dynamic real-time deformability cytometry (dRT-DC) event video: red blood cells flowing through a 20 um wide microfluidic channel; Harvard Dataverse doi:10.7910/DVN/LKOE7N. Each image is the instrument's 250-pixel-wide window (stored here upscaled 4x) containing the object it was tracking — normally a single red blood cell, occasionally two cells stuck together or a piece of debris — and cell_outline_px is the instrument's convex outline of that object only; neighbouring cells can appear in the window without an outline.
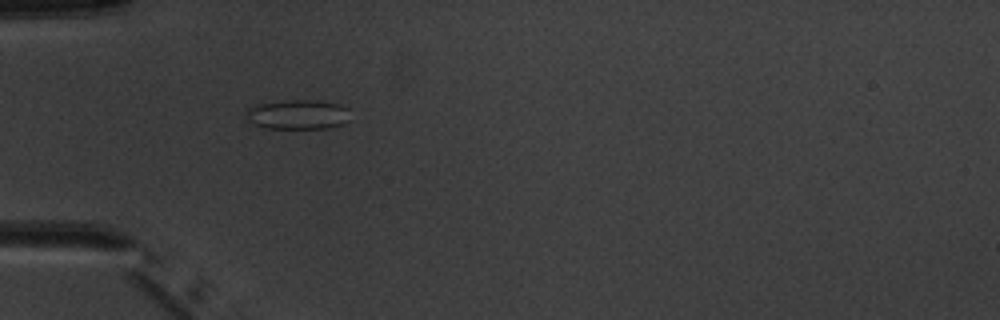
{"species": "common noctule bat (a hibernating species)", "species_latin": "Nyctalus noctula", "temperature_condition": "warm", "stored_images_in_passage": 3, "camera_frame_rate_fps": 3000, "um_per_image_px": 0.085, "animal": {"sex": "male", "body_mass_g": 20.1, "forearm_length_mm": 53.5}, "frame": {"image": 1, "passage_image": 2, "time_ms": 1.333, "image_size_px": [1000, 320], "cell_outline_px": [[348, 120], [344, 124], [328, 128], [268, 128], [256, 124], [248, 120], [248, 108], [260, 104], [292, 100], [308, 100], [340, 104], [348, 108]], "centroid_in_image_um": [25.38, 9.74], "position_along_channel_um": 59.6, "area_um2": 17.51}}
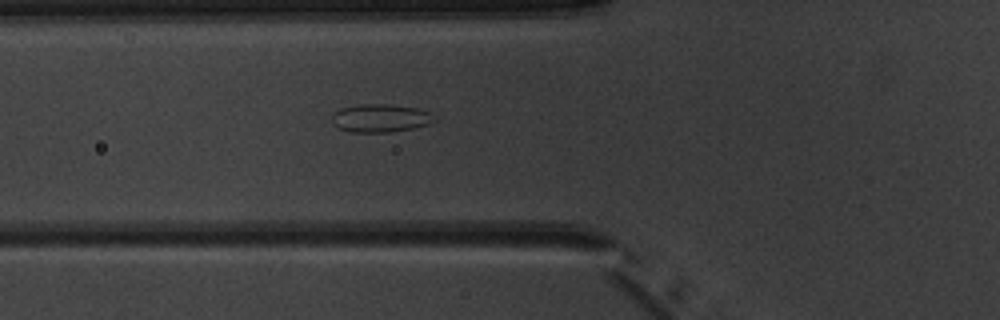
{"frame": {"image": 2, "passage_image": 3, "time_ms": 2.333, "image_size_px": [1000, 320], "cell_outline_px": [[436, 120], [428, 124], [412, 128], [392, 132], [348, 132], [332, 124], [332, 116], [340, 108], [364, 104], [384, 104], [416, 108], [432, 112]], "centroid_in_image_um": [32.34, 10.05], "position_along_channel_um": 93.5, "area_um2": 16.7}}